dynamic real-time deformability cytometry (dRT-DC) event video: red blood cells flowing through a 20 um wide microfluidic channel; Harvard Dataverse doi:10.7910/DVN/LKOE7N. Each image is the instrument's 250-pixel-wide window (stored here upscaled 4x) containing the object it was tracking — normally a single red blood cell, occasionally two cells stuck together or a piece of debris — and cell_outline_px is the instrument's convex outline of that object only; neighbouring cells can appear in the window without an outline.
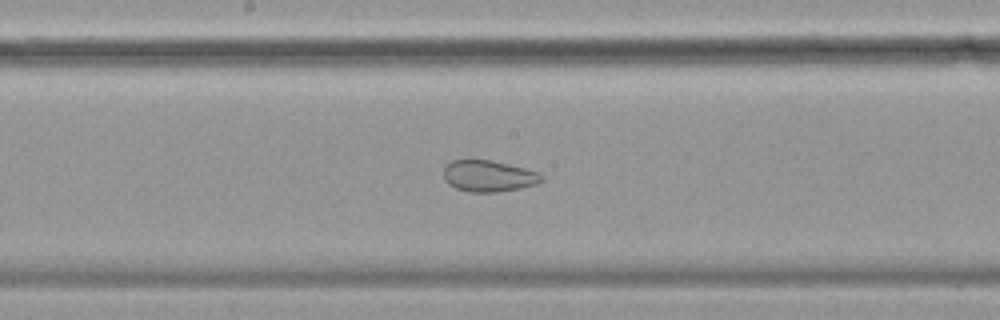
{"species": "common noctule bat (a hibernating species)", "species_latin": "Nyctalus noctula", "temperature_condition": "cold", "stored_images_in_passage": 37, "camera_frame_rate_fps": 3000, "um_per_image_px": 0.085, "animal": {"sex": "female", "body_mass_g": 19.9}, "frame": {"image": 1, "passage_image": 16, "time_ms": 5.0, "image_size_px": [1000, 320], "cell_outline_px": [[544, 180], [536, 184], [520, 188], [496, 192], [468, 192], [456, 188], [448, 184], [444, 180], [444, 168], [452, 160], [492, 160], [540, 172], [544, 176]], "centroid_in_image_um": [41.55, 14.97], "position_along_channel_um": 206.7, "area_um2": 17.98}, "authors_computed_cell_mechanics": {"area_um2": 21.386, "velocity_mm_per_s": 3.5036, "shape_relaxation_time_tau1_ms": null, "shape_relaxation_time_tau2_ms": 0.8794, "deformation_change_tau1": null, "deformation_change_tau2": 0.0606}}